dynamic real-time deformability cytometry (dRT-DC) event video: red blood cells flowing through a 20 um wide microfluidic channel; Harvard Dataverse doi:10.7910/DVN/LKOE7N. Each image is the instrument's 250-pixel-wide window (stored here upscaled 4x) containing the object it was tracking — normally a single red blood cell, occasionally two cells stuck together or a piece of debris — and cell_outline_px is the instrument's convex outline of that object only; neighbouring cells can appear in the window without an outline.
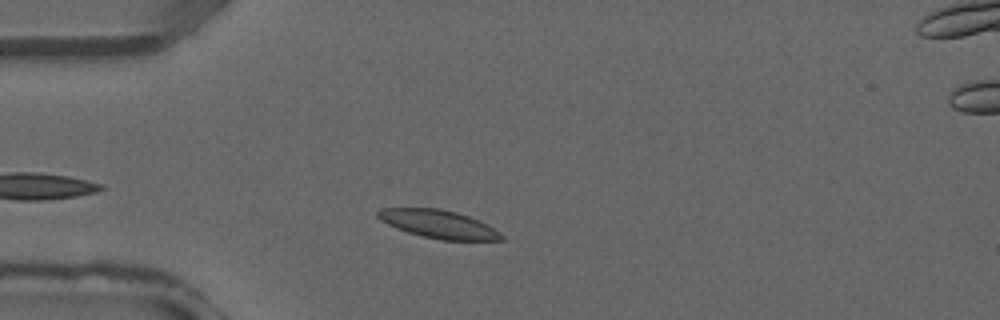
{"species": "common noctule bat (a hibernating species)", "species_latin": "Nyctalus noctula", "temperature_condition": "warm", "stored_images_in_passage": 31, "camera_frame_rate_fps": 3000, "um_per_image_px": 0.085, "animal": {"sex": "male", "forearm_length_mm": 52.5}, "frame": {"image": 1, "passage_image": 5, "time_ms": 1.333, "image_size_px": [1000, 320], "cell_outline_px": [[504, 240], [440, 240], [420, 236], [396, 228], [380, 220], [376, 216], [376, 212], [384, 208], [440, 208], [456, 212], [468, 216], [488, 224], [500, 232], [504, 236]], "centroid_in_image_um": [37.28, 19.05], "position_along_channel_um": 47.7, "area_um2": 20.35}}
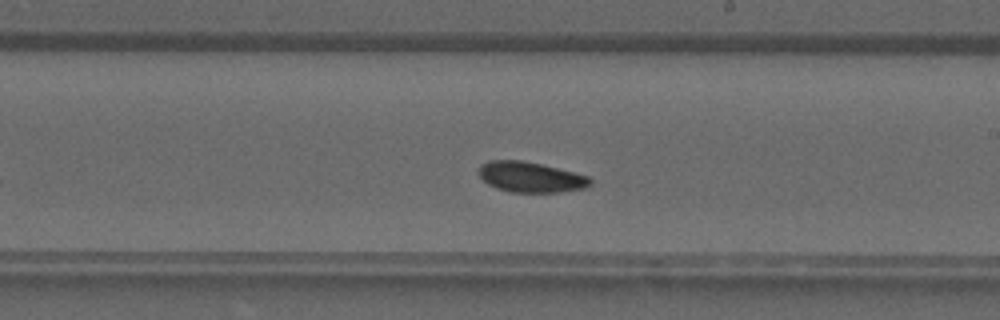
{"frame": {"image": 2, "passage_image": 17, "time_ms": 5.333, "image_size_px": [1000, 320], "cell_outline_px": [[592, 184], [588, 188], [560, 192], [512, 192], [496, 188], [488, 184], [476, 172], [480, 164], [488, 160], [520, 160], [540, 164], [588, 176], [592, 180]], "centroid_in_image_um": [45.08, 15.05], "position_along_channel_um": 243.9, "area_um2": 19.83}}
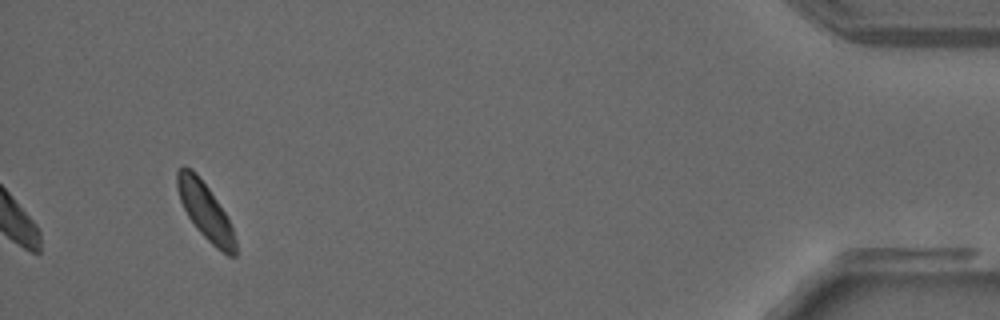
{"frame": {"image": 3, "passage_image": 31, "time_ms": 10.0, "image_size_px": [1000, 320], "cell_outline_px": [[236, 256], [228, 256], [216, 248], [196, 228], [188, 216], [180, 200], [176, 184], [176, 172], [184, 164], [192, 168], [196, 172], [208, 188], [224, 212], [232, 228], [236, 240]], "centroid_in_image_um": [17.43, 17.92], "position_along_channel_um": 417.8, "area_um2": 19.02}}